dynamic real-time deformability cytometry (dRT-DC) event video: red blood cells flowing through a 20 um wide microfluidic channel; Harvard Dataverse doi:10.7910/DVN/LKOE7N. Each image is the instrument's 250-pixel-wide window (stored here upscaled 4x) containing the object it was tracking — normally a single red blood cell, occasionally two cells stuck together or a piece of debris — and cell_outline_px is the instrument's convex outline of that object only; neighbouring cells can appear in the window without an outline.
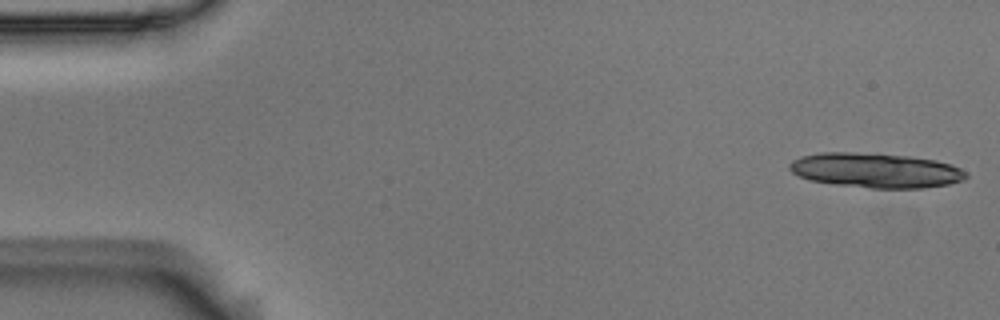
{"species": "Egyptian fruit bat (a non-hibernating species)", "species_latin": "Rousettus aegyptiacus", "temperature_condition": "room temperature", "stored_images_in_passage": 14, "camera_frame_rate_fps": 3000, "um_per_image_px": 0.085, "animal": {"sex": "male"}, "frame": {"image": 1, "passage_image": 1, "time_ms": 0.0, "image_size_px": [1000, 320], "cell_outline_px": [[968, 176], [964, 180], [948, 184], [924, 188], [872, 188], [836, 184], [812, 180], [800, 176], [792, 172], [788, 168], [788, 164], [792, 160], [804, 156], [820, 152], [852, 152], [912, 156], [936, 160], [952, 164], [968, 172]], "centroid_in_image_um": [74.48, 14.47], "position_along_channel_um": 10.5, "area_um2": 35.78}}